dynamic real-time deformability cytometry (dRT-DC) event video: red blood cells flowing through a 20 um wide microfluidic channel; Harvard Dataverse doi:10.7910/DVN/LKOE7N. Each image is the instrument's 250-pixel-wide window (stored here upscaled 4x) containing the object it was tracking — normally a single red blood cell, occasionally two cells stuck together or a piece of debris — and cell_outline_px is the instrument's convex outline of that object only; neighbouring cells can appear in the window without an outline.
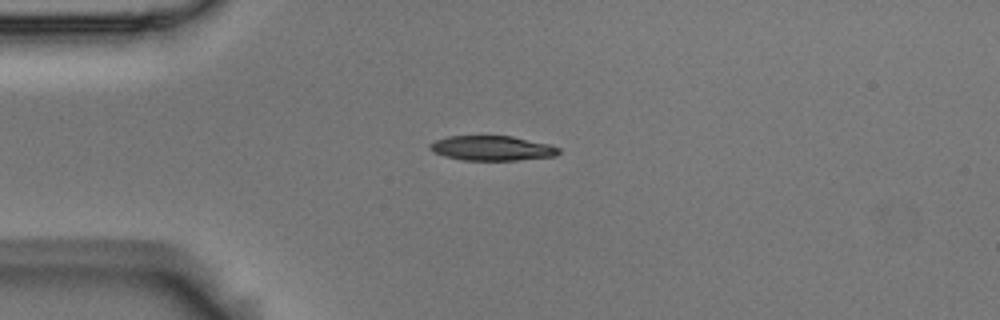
{"species": "Egyptian fruit bat (a non-hibernating species)", "species_latin": "Rousettus aegyptiacus", "temperature_condition": "room temperature", "stored_images_in_passage": 7, "camera_frame_rate_fps": 3000, "um_per_image_px": 0.085, "animal": {"sex": "male"}, "frame": {"image": 1, "passage_image": 3, "time_ms": 0.667, "image_size_px": [1000, 320], "cell_outline_px": [[560, 152], [556, 156], [516, 160], [464, 160], [444, 156], [432, 152], [428, 148], [428, 144], [436, 140], [448, 136], [512, 136], [548, 144], [560, 148]], "centroid_in_image_um": [41.79, 12.59], "position_along_channel_um": 43.2, "area_um2": 18.61}}
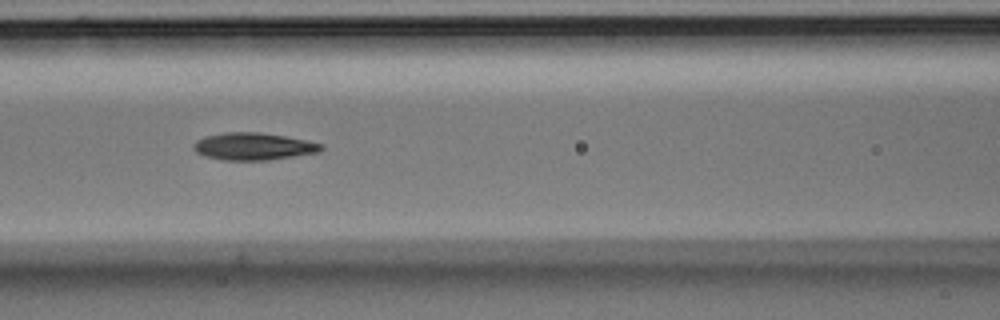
{"frame": {"image": 2, "passage_image": 6, "time_ms": 1.667, "image_size_px": [1000, 320], "cell_outline_px": [[324, 148], [320, 152], [268, 160], [224, 160], [204, 156], [196, 152], [192, 148], [192, 144], [196, 140], [204, 136], [224, 132], [256, 132], [284, 136], [324, 144]], "centroid_in_image_um": [21.51, 12.44], "position_along_channel_um": 145.1, "area_um2": 20.35}}
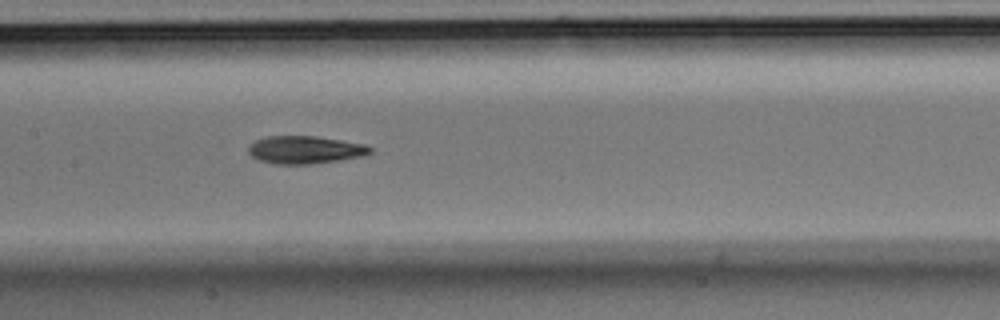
{"frame": {"image": 3, "passage_image": 7, "time_ms": 2.0, "image_size_px": [1000, 320], "cell_outline_px": [[372, 152], [364, 156], [340, 160], [312, 164], [272, 164], [260, 160], [252, 156], [248, 152], [248, 144], [264, 136], [316, 136], [364, 144], [372, 148]], "centroid_in_image_um": [25.91, 12.73], "position_along_channel_um": 181.5, "area_um2": 19.83}}